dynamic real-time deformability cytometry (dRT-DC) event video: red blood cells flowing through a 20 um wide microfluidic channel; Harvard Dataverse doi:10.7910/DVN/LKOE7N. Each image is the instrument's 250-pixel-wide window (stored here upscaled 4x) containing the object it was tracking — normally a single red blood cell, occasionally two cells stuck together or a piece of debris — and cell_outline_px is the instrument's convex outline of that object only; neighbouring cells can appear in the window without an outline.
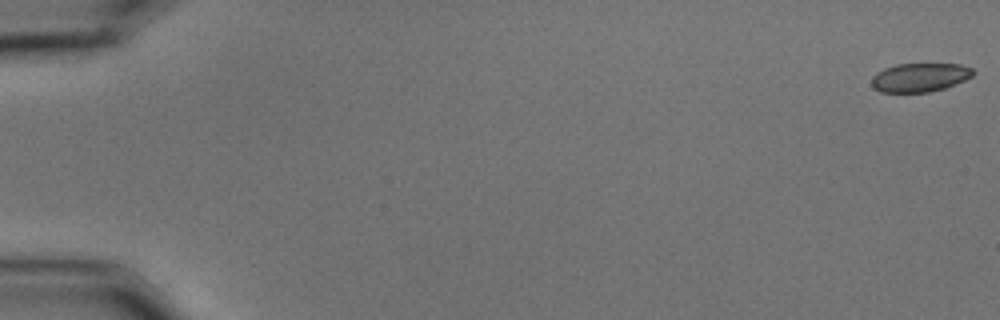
{"species": "common noctule bat (a hibernating species)", "species_latin": "Nyctalus noctula", "temperature_condition": "cold", "stored_images_in_passage": 10, "camera_frame_rate_fps": 3000, "um_per_image_px": 0.085, "animal": {"sex": "male", "body_mass_g": 15.6}, "frame": {"image": 1, "passage_image": 1, "time_ms": 0.0, "image_size_px": [1000, 320], "cell_outline_px": [[976, 72], [972, 76], [964, 80], [944, 88], [928, 92], [880, 92], [872, 88], [872, 76], [876, 72], [884, 68], [896, 64], [960, 64], [972, 68]], "centroid_in_image_um": [78.16, 6.57], "position_along_channel_um": 6.8, "area_um2": 17.05}}